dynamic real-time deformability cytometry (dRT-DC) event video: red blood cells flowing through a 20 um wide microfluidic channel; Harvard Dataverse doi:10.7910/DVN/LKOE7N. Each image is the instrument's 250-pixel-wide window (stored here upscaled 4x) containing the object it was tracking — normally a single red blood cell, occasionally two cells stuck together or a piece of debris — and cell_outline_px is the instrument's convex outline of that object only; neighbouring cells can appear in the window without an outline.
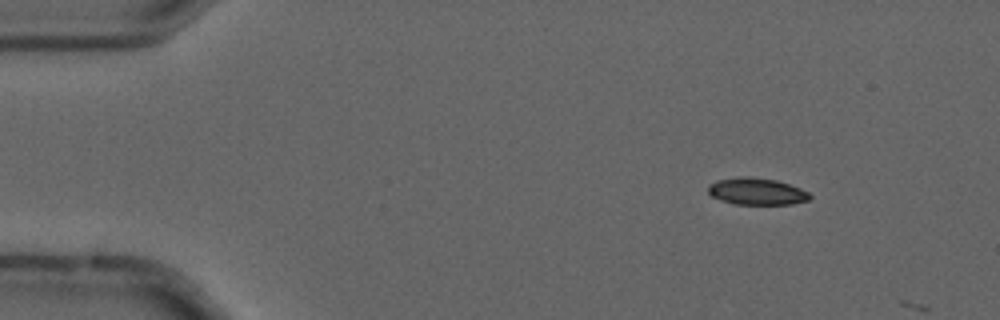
{"species": "common noctule bat (a hibernating species)", "species_latin": "Nyctalus noctula", "temperature_condition": "cold", "stored_images_in_passage": 3, "camera_frame_rate_fps": 3000, "um_per_image_px": 0.085, "animal": {"sex": "male", "forearm_length_mm": 52.5}, "frame": {"image": 1, "passage_image": 2, "time_ms": 0.333, "image_size_px": [1000, 320], "cell_outline_px": [[812, 196], [808, 200], [792, 204], [736, 204], [712, 196], [708, 192], [708, 184], [716, 180], [740, 176], [748, 176], [776, 180], [800, 188], [808, 192]], "centroid_in_image_um": [64.31, 16.26], "position_along_channel_um": 20.7, "area_um2": 15.84}}